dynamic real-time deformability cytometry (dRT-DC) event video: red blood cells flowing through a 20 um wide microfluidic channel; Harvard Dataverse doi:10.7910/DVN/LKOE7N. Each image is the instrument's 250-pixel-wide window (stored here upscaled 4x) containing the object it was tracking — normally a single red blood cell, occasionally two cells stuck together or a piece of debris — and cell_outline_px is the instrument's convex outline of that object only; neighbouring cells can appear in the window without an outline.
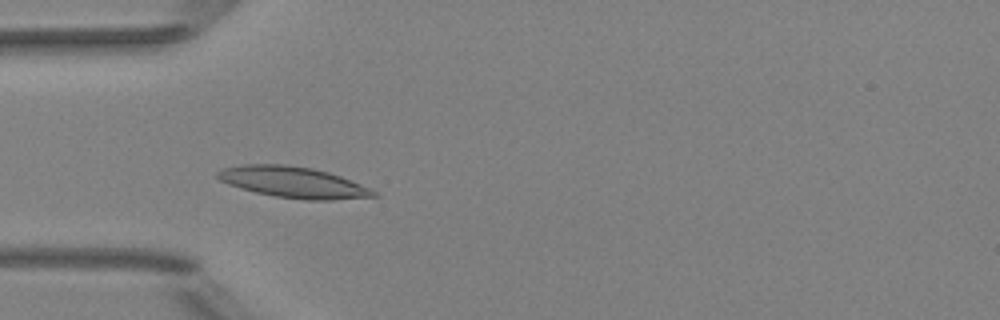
{"species": "Egyptian fruit bat (a non-hibernating species)", "species_latin": "Rousettus aegyptiacus", "temperature_condition": "room temperature", "stored_images_in_passage": 3, "camera_frame_rate_fps": 3000, "um_per_image_px": 0.085, "animal": {"sex": "female"}, "frame": {"image": 1, "passage_image": 2, "time_ms": 0.333, "image_size_px": [1000, 320], "cell_outline_px": [[380, 196], [332, 200], [304, 200], [276, 196], [256, 192], [228, 184], [220, 180], [216, 176], [216, 172], [224, 168], [244, 164], [284, 164], [312, 168], [328, 172], [340, 176], [360, 184], [376, 192]], "centroid_in_image_um": [24.92, 15.49], "position_along_channel_um": 60.1, "area_um2": 28.03}}
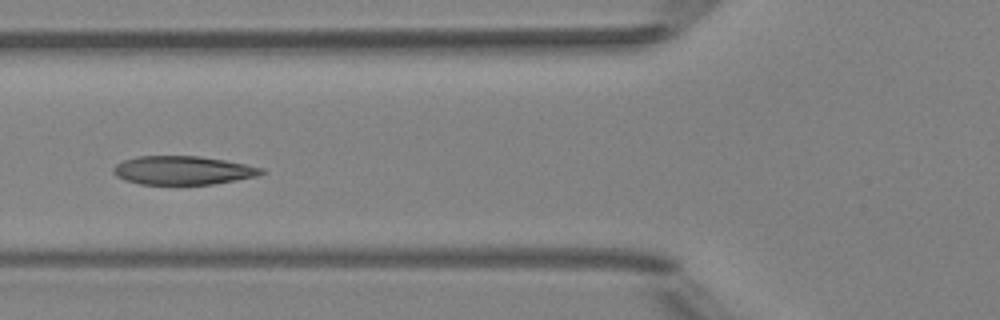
{"frame": {"image": 2, "passage_image": 3, "time_ms": 0.667, "image_size_px": [1000, 320], "cell_outline_px": [[264, 172], [256, 176], [212, 184], [140, 184], [124, 180], [116, 176], [112, 172], [112, 168], [116, 164], [124, 160], [136, 156], [200, 156], [224, 160], [264, 168]], "centroid_in_image_um": [15.49, 14.47], "position_along_channel_um": 110.3, "area_um2": 24.57}}